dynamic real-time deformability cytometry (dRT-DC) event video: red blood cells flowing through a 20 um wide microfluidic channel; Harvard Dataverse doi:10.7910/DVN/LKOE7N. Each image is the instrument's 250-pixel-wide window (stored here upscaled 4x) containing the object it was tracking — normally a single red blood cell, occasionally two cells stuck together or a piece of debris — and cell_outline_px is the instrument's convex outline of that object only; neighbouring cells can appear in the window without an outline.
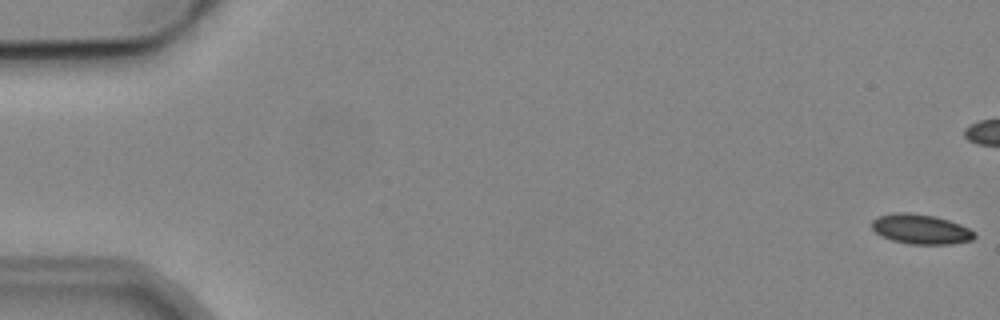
{"species": "common noctule bat (a hibernating species)", "species_latin": "Nyctalus noctula", "temperature_condition": "cold", "stored_images_in_passage": 6, "camera_frame_rate_fps": 3000, "um_per_image_px": 0.085, "animal": {"sex": "male", "body_mass_g": 19.2, "forearm_length_mm": 51.8}, "frame": {"image": 1, "passage_image": 1, "time_ms": 0.0, "image_size_px": [1000, 320], "cell_outline_px": [[976, 236], [972, 240], [952, 244], [912, 244], [892, 240], [880, 236], [872, 228], [872, 220], [880, 216], [892, 212], [912, 212], [936, 216], [960, 224], [968, 228]], "centroid_in_image_um": [78.25, 19.47], "position_along_channel_um": 6.8, "area_um2": 17.86}}